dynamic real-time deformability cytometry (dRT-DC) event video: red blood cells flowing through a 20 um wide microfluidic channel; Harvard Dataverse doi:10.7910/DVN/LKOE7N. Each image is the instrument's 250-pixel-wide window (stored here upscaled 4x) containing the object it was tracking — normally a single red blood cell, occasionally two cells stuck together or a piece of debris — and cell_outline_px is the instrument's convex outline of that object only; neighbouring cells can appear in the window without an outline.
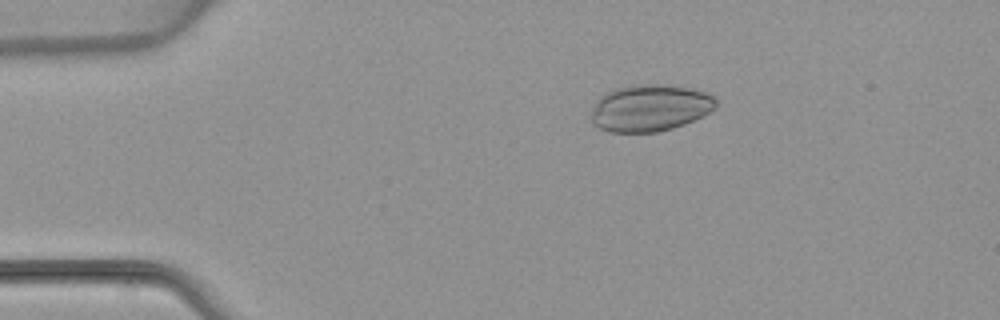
{"species": "common noctule bat (a hibernating species)", "species_latin": "Nyctalus noctula", "temperature_condition": "warm", "stored_images_in_passage": 4, "camera_frame_rate_fps": 3000, "um_per_image_px": 0.085, "animal": {"sex": "female", "body_mass_g": 22.7, "forearm_length_mm": 54.2}, "frame": {"image": 1, "passage_image": 3, "time_ms": 2.333, "image_size_px": [1000, 320], "cell_outline_px": [[716, 108], [704, 116], [684, 124], [672, 128], [656, 132], [608, 132], [592, 124], [592, 108], [596, 100], [600, 96], [616, 88], [640, 84], [660, 84], [692, 88], [708, 92], [716, 100]], "centroid_in_image_um": [55.26, 9.17], "position_along_channel_um": 29.7, "area_um2": 34.22}}